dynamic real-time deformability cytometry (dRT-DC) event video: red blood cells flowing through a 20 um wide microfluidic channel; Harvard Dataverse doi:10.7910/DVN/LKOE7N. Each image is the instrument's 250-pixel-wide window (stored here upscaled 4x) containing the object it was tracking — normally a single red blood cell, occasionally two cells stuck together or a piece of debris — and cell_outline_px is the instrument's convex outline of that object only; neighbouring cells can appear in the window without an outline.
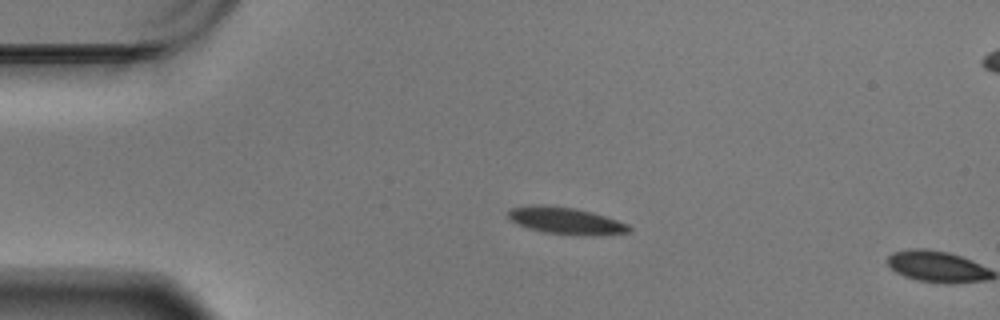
{"species": "Egyptian fruit bat (a non-hibernating species)", "species_latin": "Rousettus aegyptiacus", "temperature_condition": "warm", "stored_images_in_passage": 2, "camera_frame_rate_fps": 3000, "um_per_image_px": 0.085, "animal": {"sex": "male"}, "frame": {"image": 1, "passage_image": 1, "time_ms": 0.0, "image_size_px": [1000, 320], "cell_outline_px": [[632, 232], [596, 236], [580, 236], [544, 232], [528, 228], [516, 224], [508, 216], [508, 212], [512, 208], [572, 208], [592, 212], [628, 224], [632, 228]], "centroid_in_image_um": [48.24, 18.85], "position_along_channel_um": 36.8, "area_um2": 18.09}}